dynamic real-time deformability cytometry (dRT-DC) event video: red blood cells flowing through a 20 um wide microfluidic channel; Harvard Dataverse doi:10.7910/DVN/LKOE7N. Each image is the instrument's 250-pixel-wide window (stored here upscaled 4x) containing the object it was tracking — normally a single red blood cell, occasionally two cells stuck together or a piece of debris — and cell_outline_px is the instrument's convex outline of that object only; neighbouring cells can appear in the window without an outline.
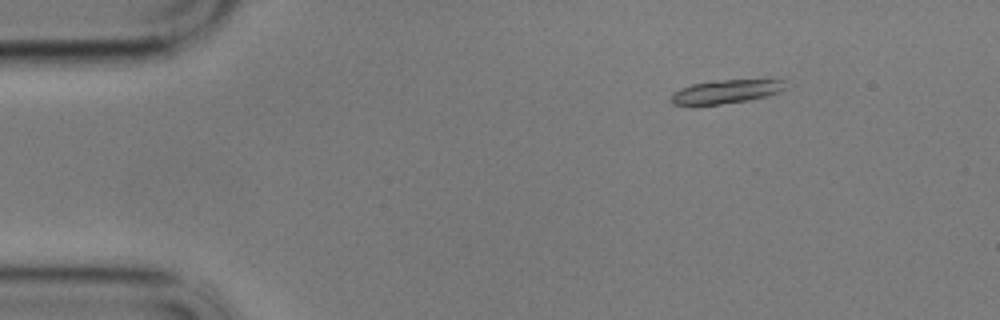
{"species": "common noctule bat (a hibernating species)", "species_latin": "Nyctalus noctula", "temperature_condition": "cold", "stored_images_in_passage": 58, "camera_frame_rate_fps": 3000, "um_per_image_px": 0.085, "animal": {"sex": "male", "body_mass_g": 17.9}, "frame": {"image": 1, "passage_image": 8, "time_ms": 2.333, "image_size_px": [1000, 320], "cell_outline_px": [[784, 88], [780, 92], [748, 100], [692, 108], [672, 104], [668, 100], [680, 88], [692, 84], [716, 80], [784, 80]], "centroid_in_image_um": [61.57, 7.83], "position_along_channel_um": 23.4, "area_um2": 16.01}}
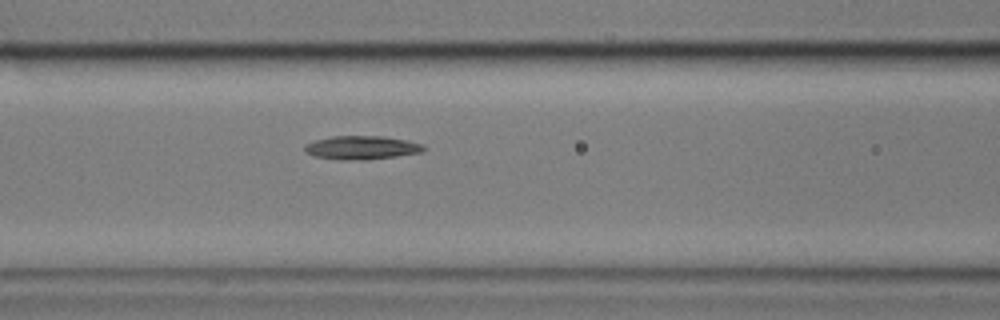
{"frame": {"image": 2, "passage_image": 24, "time_ms": 7.667, "image_size_px": [1000, 320], "cell_outline_px": [[424, 148], [420, 152], [396, 156], [368, 160], [340, 160], [316, 156], [304, 152], [304, 148], [308, 144], [316, 140], [332, 136], [384, 136], [408, 140], [424, 144]], "centroid_in_image_um": [30.76, 12.55], "position_along_channel_um": 135.8, "area_um2": 16.3}}
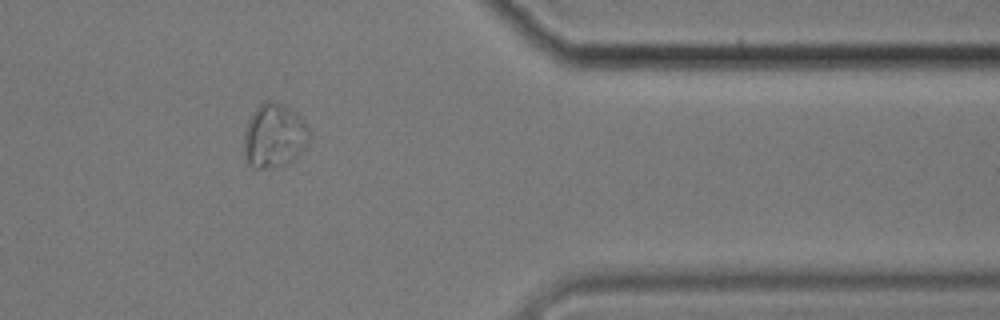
{"frame": {"image": 3, "passage_image": 48, "time_ms": 15.667, "image_size_px": [1000, 320], "cell_outline_px": [[308, 144], [292, 160], [284, 164], [272, 168], [252, 168], [244, 160], [244, 132], [248, 120], [252, 112], [264, 100], [272, 100], [296, 112], [300, 116], [308, 128]], "centroid_in_image_um": [23.26, 11.54], "position_along_channel_um": 388.1, "area_um2": 24.39}, "authors_computed_cell_mechanics": {"area_um2": 16.6175, "velocity_mm_per_s": 3.3978, "shape_relaxation_time_tau1_ms": 3.7277, "shape_relaxation_time_tau2_ms": 2.9787, "deformation_change_tau1": 0.1413, "deformation_change_tau2": 0.0798}}